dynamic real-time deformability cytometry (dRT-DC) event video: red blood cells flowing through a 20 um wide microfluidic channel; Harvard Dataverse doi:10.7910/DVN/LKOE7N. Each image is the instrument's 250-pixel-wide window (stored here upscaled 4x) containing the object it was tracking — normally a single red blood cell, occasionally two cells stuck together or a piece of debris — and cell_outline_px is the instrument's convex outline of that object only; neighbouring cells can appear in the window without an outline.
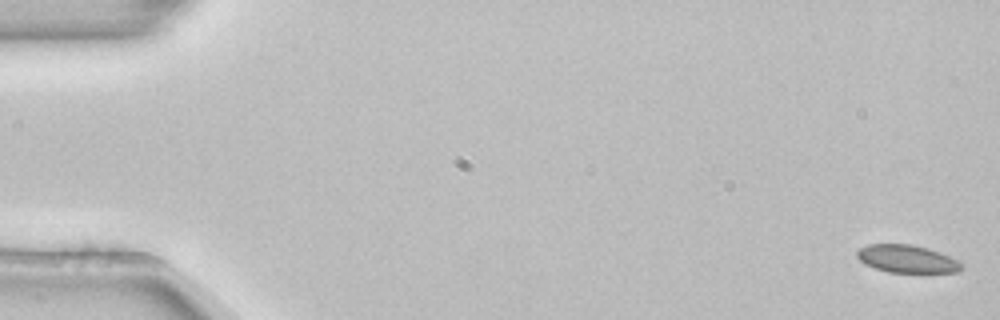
{"species": "common noctule bat (a hibernating species)", "species_latin": "Nyctalus noctula", "temperature_condition": "room temperature", "stored_images_in_passage": 16, "camera_frame_rate_fps": 3000, "um_per_image_px": 0.085, "animal": {"sex": "female", "body_mass_g": 22.7, "forearm_length_mm": 54.2}, "frame": {"image": 1, "passage_image": 1, "time_ms": 0.0, "image_size_px": [1000, 320], "cell_outline_px": [[964, 268], [956, 272], [888, 272], [864, 264], [856, 256], [856, 252], [860, 248], [868, 244], [912, 244], [928, 248], [940, 252], [964, 264]], "centroid_in_image_um": [77.09, 22.0], "position_along_channel_um": 7.9, "area_um2": 16.88}}